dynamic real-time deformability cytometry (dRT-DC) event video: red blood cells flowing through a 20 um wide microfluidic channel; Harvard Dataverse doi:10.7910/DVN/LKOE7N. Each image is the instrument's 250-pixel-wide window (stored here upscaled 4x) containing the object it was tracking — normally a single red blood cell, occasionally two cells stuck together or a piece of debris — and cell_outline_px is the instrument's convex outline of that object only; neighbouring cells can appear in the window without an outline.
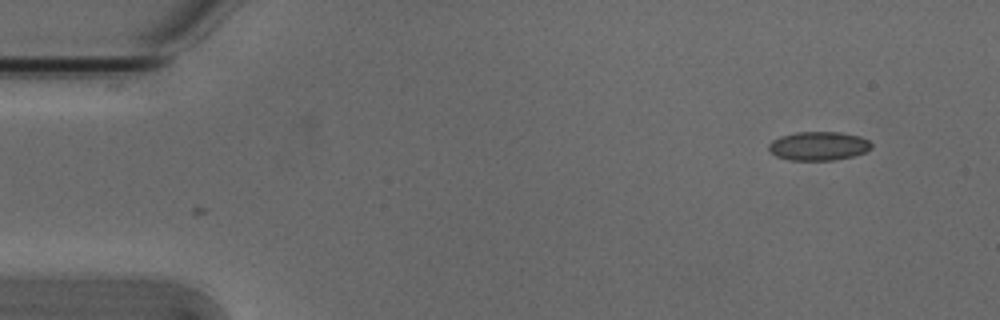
{"species": "Egyptian fruit bat (a non-hibernating species)", "species_latin": "Rousettus aegyptiacus", "temperature_condition": "cold", "stored_images_in_passage": 2, "camera_frame_rate_fps": 3000, "um_per_image_px": 0.085, "animal": {"sex": "male"}, "frame": {"image": 1, "passage_image": 2, "time_ms": 0.333, "image_size_px": [1000, 320], "cell_outline_px": [[872, 148], [864, 152], [852, 156], [832, 160], [788, 160], [776, 156], [768, 152], [768, 144], [772, 140], [780, 136], [796, 132], [840, 132], [860, 136], [868, 140], [872, 144]], "centroid_in_image_um": [69.54, 12.4], "position_along_channel_um": 15.5, "area_um2": 17.34}}